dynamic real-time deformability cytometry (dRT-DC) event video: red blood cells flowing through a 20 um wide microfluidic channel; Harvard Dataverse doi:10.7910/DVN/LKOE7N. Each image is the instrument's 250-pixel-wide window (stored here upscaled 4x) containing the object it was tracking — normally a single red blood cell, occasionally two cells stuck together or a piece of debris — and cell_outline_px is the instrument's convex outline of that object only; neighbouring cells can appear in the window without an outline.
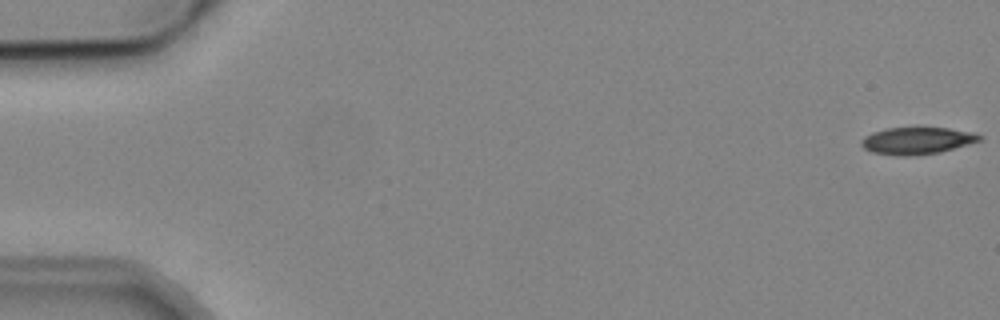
{"species": "common noctule bat (a hibernating species)", "species_latin": "Nyctalus noctula", "temperature_condition": "cold", "stored_images_in_passage": 5, "camera_frame_rate_fps": 3000, "um_per_image_px": 0.085, "animal": {"sex": "male", "body_mass_g": 19.2, "forearm_length_mm": 51.8}, "frame": {"image": 1, "passage_image": 1, "time_ms": 0.0, "image_size_px": [1000, 320], "cell_outline_px": [[984, 140], [940, 152], [908, 156], [900, 156], [872, 152], [864, 148], [860, 144], [860, 140], [864, 136], [872, 132], [888, 128], [948, 128], [972, 132], [984, 136]], "centroid_in_image_um": [77.96, 11.96], "position_along_channel_um": 7.0, "area_um2": 18.67}}
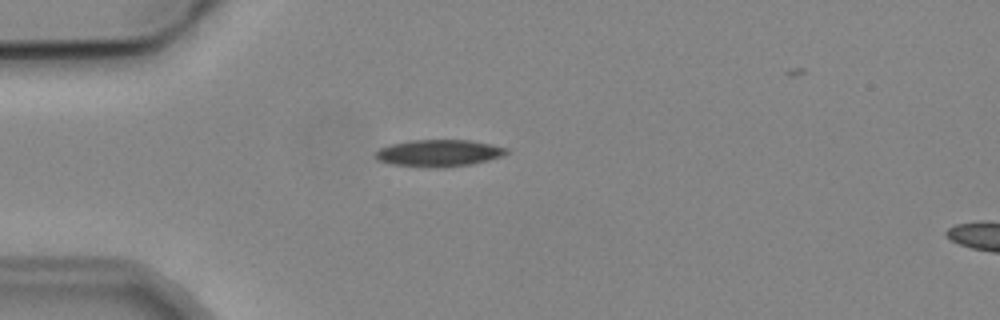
{"frame": {"image": 2, "passage_image": 4, "time_ms": 4.667, "image_size_px": [1000, 320], "cell_outline_px": [[508, 152], [500, 156], [488, 160], [468, 164], [440, 168], [388, 164], [376, 160], [376, 152], [380, 148], [388, 144], [412, 140], [468, 140], [508, 148]], "centroid_in_image_um": [37.23, 13.01], "position_along_channel_um": 47.8, "area_um2": 20.35}}